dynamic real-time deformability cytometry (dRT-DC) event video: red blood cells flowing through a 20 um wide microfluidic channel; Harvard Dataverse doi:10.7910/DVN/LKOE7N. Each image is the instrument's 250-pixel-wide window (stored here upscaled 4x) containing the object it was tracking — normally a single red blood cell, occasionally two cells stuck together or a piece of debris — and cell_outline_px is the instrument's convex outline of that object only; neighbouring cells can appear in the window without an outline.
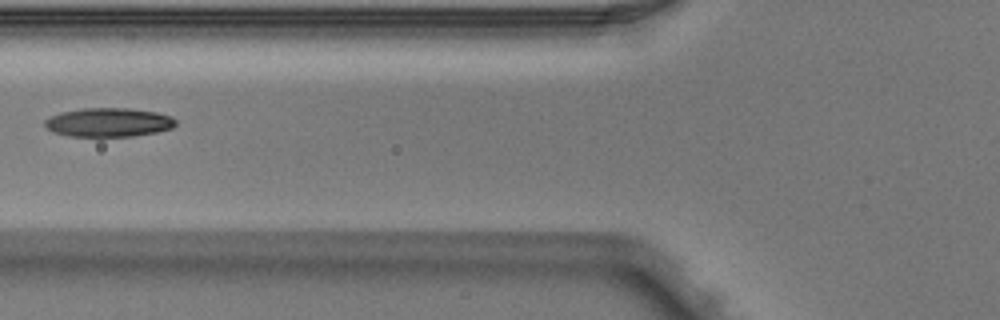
{"species": "Egyptian fruit bat (a non-hibernating species)", "species_latin": "Rousettus aegyptiacus", "temperature_condition": "warm", "stored_images_in_passage": 2, "camera_frame_rate_fps": 3000, "um_per_image_px": 0.085, "animal": {"sex": "male"}, "frame": {"image": 1, "passage_image": 2, "time_ms": 0.333, "image_size_px": [1000, 320], "cell_outline_px": [[176, 124], [172, 128], [156, 132], [132, 136], [68, 136], [52, 132], [44, 124], [44, 120], [60, 112], [80, 108], [128, 108], [156, 112], [172, 116], [176, 120]], "centroid_in_image_um": [9.22, 10.39], "position_along_channel_um": 116.6, "area_um2": 22.08}}